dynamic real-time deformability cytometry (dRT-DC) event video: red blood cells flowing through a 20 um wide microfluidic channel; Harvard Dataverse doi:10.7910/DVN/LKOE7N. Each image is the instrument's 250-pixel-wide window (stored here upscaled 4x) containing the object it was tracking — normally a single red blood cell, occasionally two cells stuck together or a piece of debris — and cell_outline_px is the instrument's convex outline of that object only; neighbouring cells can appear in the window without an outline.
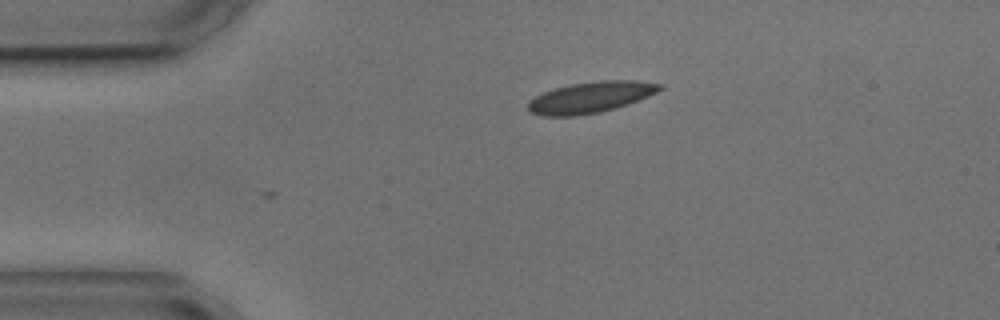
{"species": "common noctule bat (a hibernating species)", "species_latin": "Nyctalus noctula", "temperature_condition": "cold", "stored_images_in_passage": 2, "camera_frame_rate_fps": 3000, "um_per_image_px": 0.085, "animal": {"sex": "male", "body_mass_g": 17.9, "forearm_length_mm": 54.2}, "frame": {"image": 1, "passage_image": 2, "time_ms": 1.0, "image_size_px": [1000, 320], "cell_outline_px": [[664, 88], [648, 96], [628, 104], [616, 108], [600, 112], [576, 116], [540, 116], [528, 112], [528, 104], [536, 96], [544, 92], [556, 88], [572, 84], [600, 80], [636, 80], [664, 84]], "centroid_in_image_um": [50.23, 8.27], "position_along_channel_um": 34.8, "area_um2": 23.87}}